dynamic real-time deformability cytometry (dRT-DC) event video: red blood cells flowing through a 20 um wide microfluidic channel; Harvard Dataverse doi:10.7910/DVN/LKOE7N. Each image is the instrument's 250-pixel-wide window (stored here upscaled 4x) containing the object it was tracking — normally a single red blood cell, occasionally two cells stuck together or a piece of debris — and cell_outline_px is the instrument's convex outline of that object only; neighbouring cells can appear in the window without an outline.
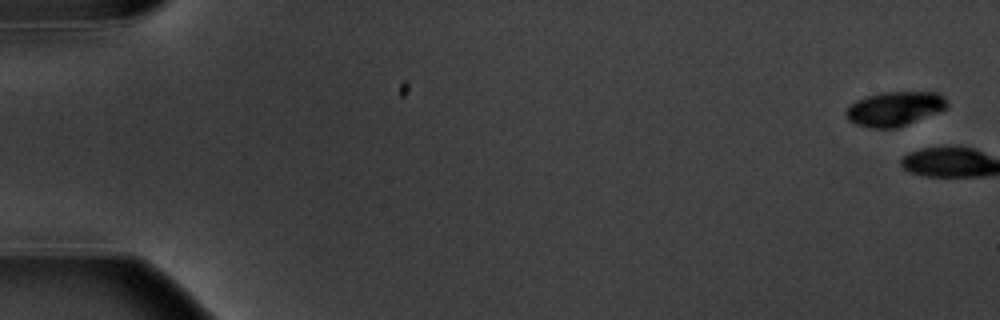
{"species": "common noctule bat (a hibernating species)", "species_latin": "Nyctalus noctula", "temperature_condition": "warm", "stored_images_in_passage": 8, "camera_frame_rate_fps": 3000, "um_per_image_px": 0.085, "animal": {"sex": "male", "body_mass_g": 20.1, "forearm_length_mm": 53.5}, "frame": {"image": 1, "passage_image": 1, "time_ms": 0.0, "image_size_px": [1000, 320], "cell_outline_px": [[948, 108], [896, 128], [868, 128], [856, 124], [848, 120], [844, 116], [844, 112], [856, 100], [868, 96], [884, 92], [940, 92], [948, 100]], "centroid_in_image_um": [76.05, 9.24], "position_along_channel_um": 8.9, "area_um2": 20.29}}
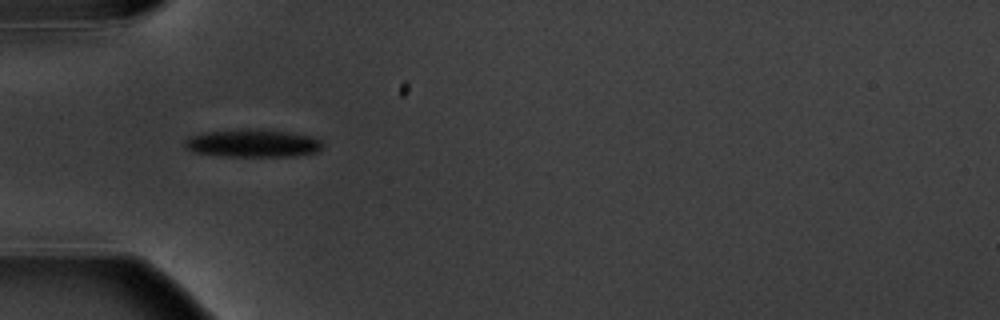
{"frame": {"image": 2, "passage_image": 7, "time_ms": 6.667, "image_size_px": [1000, 320], "cell_outline_px": [[324, 144], [316, 152], [296, 156], [224, 156], [192, 152], [184, 144], [192, 136], [204, 132], [240, 128], [268, 128], [312, 136], [320, 140]], "centroid_in_image_um": [21.53, 12.15], "position_along_channel_um": 63.5, "area_um2": 22.66}}